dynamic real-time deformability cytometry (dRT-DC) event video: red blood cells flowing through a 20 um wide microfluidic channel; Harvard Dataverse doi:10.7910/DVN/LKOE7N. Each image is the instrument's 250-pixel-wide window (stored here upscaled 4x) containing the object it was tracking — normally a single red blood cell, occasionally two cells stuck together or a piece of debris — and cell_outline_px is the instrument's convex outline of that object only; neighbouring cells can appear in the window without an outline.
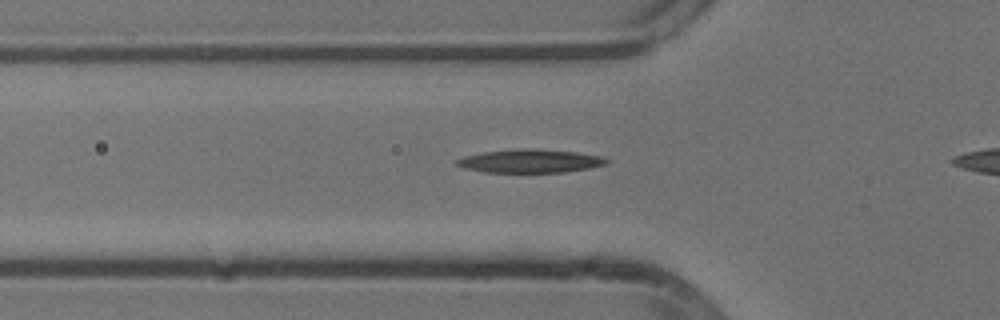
{"species": "common noctule bat (a hibernating species)", "species_latin": "Nyctalus noctula", "temperature_condition": "cold", "stored_images_in_passage": 36, "camera_frame_rate_fps": 3000, "um_per_image_px": 0.085, "animal": {"sex": "male", "body_mass_g": 13.3}, "frame": {"image": 1, "passage_image": 10, "time_ms": 3.0, "image_size_px": [1000, 320], "cell_outline_px": [[612, 160], [608, 164], [588, 168], [564, 172], [484, 172], [464, 168], [452, 164], [456, 160], [464, 156], [484, 152], [512, 148], [540, 148], [576, 152], [600, 156]], "centroid_in_image_um": [45.05, 13.67], "position_along_channel_um": 80.7, "area_um2": 20.75}}
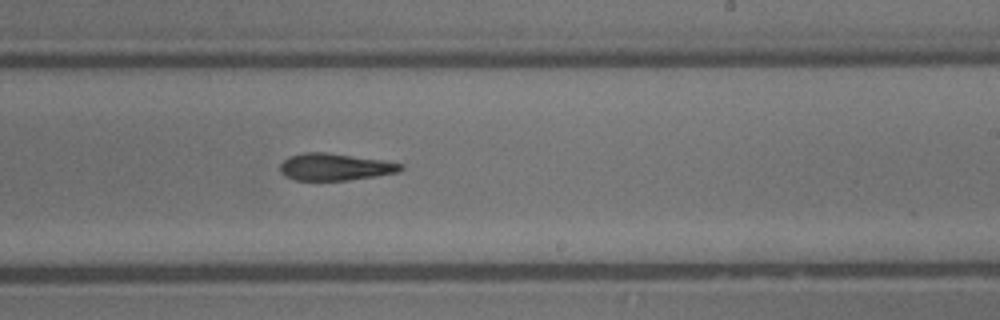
{"frame": {"image": 2, "passage_image": 24, "time_ms": 7.667, "image_size_px": [1000, 320], "cell_outline_px": [[404, 168], [400, 172], [376, 176], [348, 180], [296, 180], [284, 176], [280, 172], [280, 164], [288, 156], [304, 152], [328, 152], [384, 160], [404, 164]], "centroid_in_image_um": [28.49, 14.18], "position_along_channel_um": 260.5, "area_um2": 19.25}}
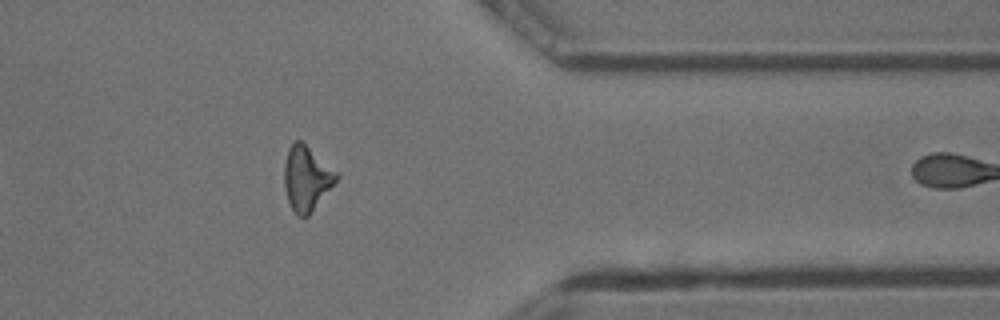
{"frame": {"image": 3, "passage_image": 35, "time_ms": 11.333, "image_size_px": [1000, 320], "cell_outline_px": [[340, 176], [308, 216], [296, 216], [288, 200], [284, 188], [284, 164], [288, 148], [296, 140], [300, 140], [336, 172]], "centroid_in_image_um": [26.02, 15.17], "position_along_channel_um": 385.4, "area_um2": 19.19}}